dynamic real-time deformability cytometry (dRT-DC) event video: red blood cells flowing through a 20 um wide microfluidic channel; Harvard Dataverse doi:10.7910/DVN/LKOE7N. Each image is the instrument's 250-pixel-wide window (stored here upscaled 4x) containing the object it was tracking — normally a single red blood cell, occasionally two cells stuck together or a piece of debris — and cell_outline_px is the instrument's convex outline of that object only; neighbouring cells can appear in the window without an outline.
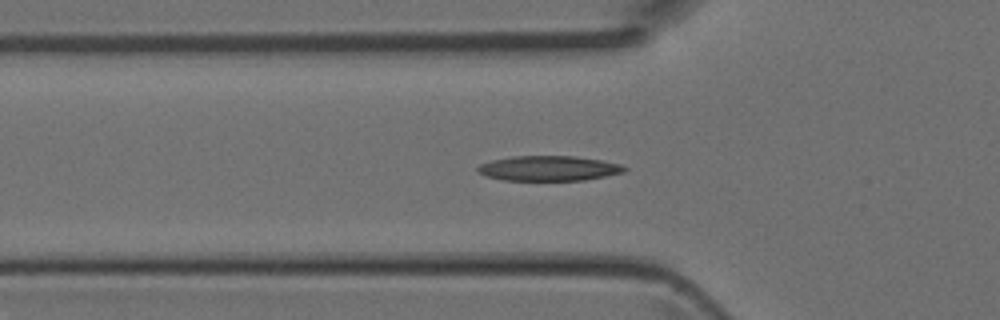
{"species": "Egyptian fruit bat (a non-hibernating species)", "species_latin": "Rousettus aegyptiacus", "temperature_condition": "room temperature", "stored_images_in_passage": 33, "camera_frame_rate_fps": 3000, "um_per_image_px": 0.085, "animal": {"sex": "female"}, "frame": {"image": 1, "passage_image": 3, "time_ms": 0.667, "image_size_px": [1000, 320], "cell_outline_px": [[628, 168], [624, 172], [584, 180], [504, 180], [484, 176], [476, 172], [476, 168], [480, 164], [492, 160], [512, 156], [576, 156], [600, 160], [620, 164]], "centroid_in_image_um": [46.6, 14.3], "position_along_channel_um": 79.2, "area_um2": 21.39}}
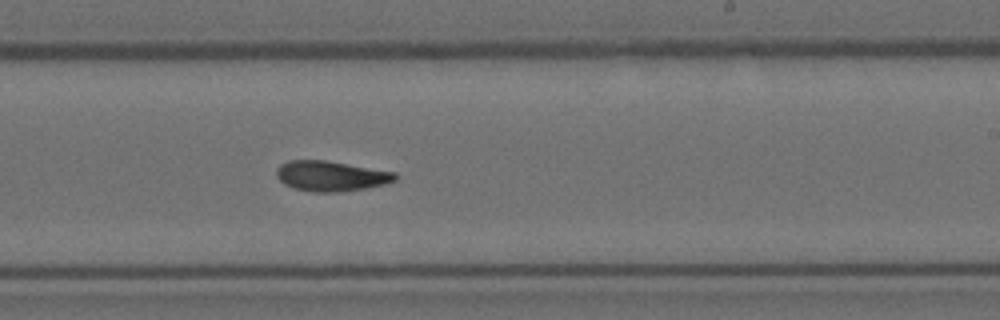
{"frame": {"image": 2, "passage_image": 15, "time_ms": 4.667, "image_size_px": [1000, 320], "cell_outline_px": [[400, 176], [396, 180], [384, 184], [364, 188], [340, 192], [316, 192], [292, 188], [284, 184], [276, 176], [276, 168], [280, 164], [288, 160], [328, 160], [396, 172]], "centroid_in_image_um": [28.13, 14.95], "position_along_channel_um": 260.9, "area_um2": 21.15}}
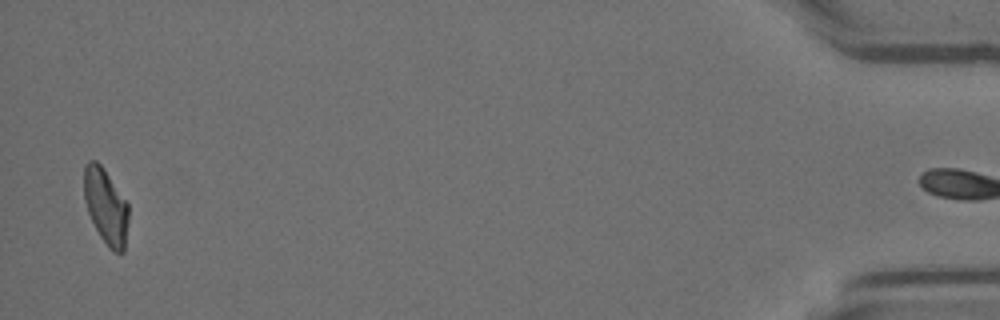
{"frame": {"image": 3, "passage_image": 32, "time_ms": 10.333, "image_size_px": [1000, 320], "cell_outline_px": [[128, 220], [124, 252], [112, 252], [108, 248], [100, 236], [88, 212], [84, 200], [84, 164], [88, 160], [96, 160], [104, 168], [128, 204]], "centroid_in_image_um": [8.99, 17.53], "position_along_channel_um": 426.2, "area_um2": 19.59}}